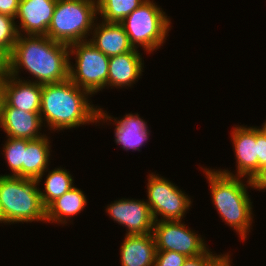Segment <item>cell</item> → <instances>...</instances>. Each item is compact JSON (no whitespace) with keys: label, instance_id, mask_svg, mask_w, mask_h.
<instances>
[{"label":"cell","instance_id":"obj_22","mask_svg":"<svg viewBox=\"0 0 266 266\" xmlns=\"http://www.w3.org/2000/svg\"><path fill=\"white\" fill-rule=\"evenodd\" d=\"M145 0H97V15L101 21L121 23Z\"/></svg>","mask_w":266,"mask_h":266},{"label":"cell","instance_id":"obj_21","mask_svg":"<svg viewBox=\"0 0 266 266\" xmlns=\"http://www.w3.org/2000/svg\"><path fill=\"white\" fill-rule=\"evenodd\" d=\"M48 168L45 172L44 191L39 188V193L41 196L42 203L45 208H47L54 200L61 197L64 193L74 187V178L67 171V169L61 166L50 170Z\"/></svg>","mask_w":266,"mask_h":266},{"label":"cell","instance_id":"obj_4","mask_svg":"<svg viewBox=\"0 0 266 266\" xmlns=\"http://www.w3.org/2000/svg\"><path fill=\"white\" fill-rule=\"evenodd\" d=\"M37 179L0 175V207L7 225L46 222Z\"/></svg>","mask_w":266,"mask_h":266},{"label":"cell","instance_id":"obj_17","mask_svg":"<svg viewBox=\"0 0 266 266\" xmlns=\"http://www.w3.org/2000/svg\"><path fill=\"white\" fill-rule=\"evenodd\" d=\"M5 76L4 101L10 106L25 112H40L42 84ZM23 79V80H22Z\"/></svg>","mask_w":266,"mask_h":266},{"label":"cell","instance_id":"obj_19","mask_svg":"<svg viewBox=\"0 0 266 266\" xmlns=\"http://www.w3.org/2000/svg\"><path fill=\"white\" fill-rule=\"evenodd\" d=\"M46 135L38 139L28 140L24 151V164L22 166V178L37 179L42 182L45 171L49 168L51 157V141Z\"/></svg>","mask_w":266,"mask_h":266},{"label":"cell","instance_id":"obj_9","mask_svg":"<svg viewBox=\"0 0 266 266\" xmlns=\"http://www.w3.org/2000/svg\"><path fill=\"white\" fill-rule=\"evenodd\" d=\"M184 223L183 220L154 222L152 234L157 251H174L194 257L209 248L204 238Z\"/></svg>","mask_w":266,"mask_h":266},{"label":"cell","instance_id":"obj_8","mask_svg":"<svg viewBox=\"0 0 266 266\" xmlns=\"http://www.w3.org/2000/svg\"><path fill=\"white\" fill-rule=\"evenodd\" d=\"M147 177L146 203L154 222L182 220L192 205L190 196L175 183L155 172ZM158 216L161 219H158Z\"/></svg>","mask_w":266,"mask_h":266},{"label":"cell","instance_id":"obj_33","mask_svg":"<svg viewBox=\"0 0 266 266\" xmlns=\"http://www.w3.org/2000/svg\"><path fill=\"white\" fill-rule=\"evenodd\" d=\"M0 223L2 224H5V225H7L6 224V222H5V220H4V216H3V214H2V211H1V207H0Z\"/></svg>","mask_w":266,"mask_h":266},{"label":"cell","instance_id":"obj_10","mask_svg":"<svg viewBox=\"0 0 266 266\" xmlns=\"http://www.w3.org/2000/svg\"><path fill=\"white\" fill-rule=\"evenodd\" d=\"M145 199L122 198L106 207V213L119 225L125 226V235L152 233L154 219Z\"/></svg>","mask_w":266,"mask_h":266},{"label":"cell","instance_id":"obj_20","mask_svg":"<svg viewBox=\"0 0 266 266\" xmlns=\"http://www.w3.org/2000/svg\"><path fill=\"white\" fill-rule=\"evenodd\" d=\"M86 205V195L81 189L74 186L46 208V223L51 222L60 225H66L69 221L71 223L70 219L80 214Z\"/></svg>","mask_w":266,"mask_h":266},{"label":"cell","instance_id":"obj_30","mask_svg":"<svg viewBox=\"0 0 266 266\" xmlns=\"http://www.w3.org/2000/svg\"><path fill=\"white\" fill-rule=\"evenodd\" d=\"M8 58L9 56L0 49V77H5L8 74Z\"/></svg>","mask_w":266,"mask_h":266},{"label":"cell","instance_id":"obj_23","mask_svg":"<svg viewBox=\"0 0 266 266\" xmlns=\"http://www.w3.org/2000/svg\"><path fill=\"white\" fill-rule=\"evenodd\" d=\"M4 144H2V154L12 172L11 174H4V176L22 177V166L24 164V151L27 148V139L7 137Z\"/></svg>","mask_w":266,"mask_h":266},{"label":"cell","instance_id":"obj_27","mask_svg":"<svg viewBox=\"0 0 266 266\" xmlns=\"http://www.w3.org/2000/svg\"><path fill=\"white\" fill-rule=\"evenodd\" d=\"M256 143L258 144V170L266 166V129L262 125L256 127Z\"/></svg>","mask_w":266,"mask_h":266},{"label":"cell","instance_id":"obj_2","mask_svg":"<svg viewBox=\"0 0 266 266\" xmlns=\"http://www.w3.org/2000/svg\"><path fill=\"white\" fill-rule=\"evenodd\" d=\"M92 95L70 79L42 85L40 116L48 131H62L97 124L99 106ZM47 125V126H46Z\"/></svg>","mask_w":266,"mask_h":266},{"label":"cell","instance_id":"obj_11","mask_svg":"<svg viewBox=\"0 0 266 266\" xmlns=\"http://www.w3.org/2000/svg\"><path fill=\"white\" fill-rule=\"evenodd\" d=\"M109 120V121H108ZM113 122L114 129V141L117 145H120L123 150L140 151V148L147 143L150 136V130L148 129L147 122L139 117L138 113H126L119 119L109 115L106 110L99 107L97 114V123L101 122Z\"/></svg>","mask_w":266,"mask_h":266},{"label":"cell","instance_id":"obj_31","mask_svg":"<svg viewBox=\"0 0 266 266\" xmlns=\"http://www.w3.org/2000/svg\"><path fill=\"white\" fill-rule=\"evenodd\" d=\"M231 255L226 253L214 266H231Z\"/></svg>","mask_w":266,"mask_h":266},{"label":"cell","instance_id":"obj_7","mask_svg":"<svg viewBox=\"0 0 266 266\" xmlns=\"http://www.w3.org/2000/svg\"><path fill=\"white\" fill-rule=\"evenodd\" d=\"M69 79L92 96L107 88L109 57L87 41L69 46Z\"/></svg>","mask_w":266,"mask_h":266},{"label":"cell","instance_id":"obj_28","mask_svg":"<svg viewBox=\"0 0 266 266\" xmlns=\"http://www.w3.org/2000/svg\"><path fill=\"white\" fill-rule=\"evenodd\" d=\"M251 187L255 190H266V166L260 168L250 179Z\"/></svg>","mask_w":266,"mask_h":266},{"label":"cell","instance_id":"obj_26","mask_svg":"<svg viewBox=\"0 0 266 266\" xmlns=\"http://www.w3.org/2000/svg\"><path fill=\"white\" fill-rule=\"evenodd\" d=\"M224 255L225 253L217 255L208 248L200 255L188 257L183 266H214Z\"/></svg>","mask_w":266,"mask_h":266},{"label":"cell","instance_id":"obj_34","mask_svg":"<svg viewBox=\"0 0 266 266\" xmlns=\"http://www.w3.org/2000/svg\"><path fill=\"white\" fill-rule=\"evenodd\" d=\"M264 126V128L266 129V121L262 124Z\"/></svg>","mask_w":266,"mask_h":266},{"label":"cell","instance_id":"obj_18","mask_svg":"<svg viewBox=\"0 0 266 266\" xmlns=\"http://www.w3.org/2000/svg\"><path fill=\"white\" fill-rule=\"evenodd\" d=\"M156 252L152 233L125 235L120 247L121 266H154Z\"/></svg>","mask_w":266,"mask_h":266},{"label":"cell","instance_id":"obj_14","mask_svg":"<svg viewBox=\"0 0 266 266\" xmlns=\"http://www.w3.org/2000/svg\"><path fill=\"white\" fill-rule=\"evenodd\" d=\"M44 127L40 112H25L15 107H10L4 100L1 107L0 128L7 134L6 137L20 139H38L47 134H42Z\"/></svg>","mask_w":266,"mask_h":266},{"label":"cell","instance_id":"obj_1","mask_svg":"<svg viewBox=\"0 0 266 266\" xmlns=\"http://www.w3.org/2000/svg\"><path fill=\"white\" fill-rule=\"evenodd\" d=\"M69 61L68 45L45 35H18L8 58V74L20 79L26 70L31 82L58 83L69 79Z\"/></svg>","mask_w":266,"mask_h":266},{"label":"cell","instance_id":"obj_13","mask_svg":"<svg viewBox=\"0 0 266 266\" xmlns=\"http://www.w3.org/2000/svg\"><path fill=\"white\" fill-rule=\"evenodd\" d=\"M56 3L57 0H20L15 17L18 35L46 36Z\"/></svg>","mask_w":266,"mask_h":266},{"label":"cell","instance_id":"obj_16","mask_svg":"<svg viewBox=\"0 0 266 266\" xmlns=\"http://www.w3.org/2000/svg\"><path fill=\"white\" fill-rule=\"evenodd\" d=\"M95 21L88 41L108 57L124 54L135 48L121 23Z\"/></svg>","mask_w":266,"mask_h":266},{"label":"cell","instance_id":"obj_5","mask_svg":"<svg viewBox=\"0 0 266 266\" xmlns=\"http://www.w3.org/2000/svg\"><path fill=\"white\" fill-rule=\"evenodd\" d=\"M97 18V0H57L46 36L68 46L87 41Z\"/></svg>","mask_w":266,"mask_h":266},{"label":"cell","instance_id":"obj_24","mask_svg":"<svg viewBox=\"0 0 266 266\" xmlns=\"http://www.w3.org/2000/svg\"><path fill=\"white\" fill-rule=\"evenodd\" d=\"M15 21V18L0 13V49L8 56L12 53L18 37Z\"/></svg>","mask_w":266,"mask_h":266},{"label":"cell","instance_id":"obj_25","mask_svg":"<svg viewBox=\"0 0 266 266\" xmlns=\"http://www.w3.org/2000/svg\"><path fill=\"white\" fill-rule=\"evenodd\" d=\"M187 258L174 251H157L154 266H183Z\"/></svg>","mask_w":266,"mask_h":266},{"label":"cell","instance_id":"obj_32","mask_svg":"<svg viewBox=\"0 0 266 266\" xmlns=\"http://www.w3.org/2000/svg\"><path fill=\"white\" fill-rule=\"evenodd\" d=\"M4 84H5V77H0V117H1V107L4 100Z\"/></svg>","mask_w":266,"mask_h":266},{"label":"cell","instance_id":"obj_12","mask_svg":"<svg viewBox=\"0 0 266 266\" xmlns=\"http://www.w3.org/2000/svg\"><path fill=\"white\" fill-rule=\"evenodd\" d=\"M231 141L236 159V174L228 169H218L229 176L251 179L258 171V144L256 143V126L234 125Z\"/></svg>","mask_w":266,"mask_h":266},{"label":"cell","instance_id":"obj_29","mask_svg":"<svg viewBox=\"0 0 266 266\" xmlns=\"http://www.w3.org/2000/svg\"><path fill=\"white\" fill-rule=\"evenodd\" d=\"M20 0H0V13L15 18Z\"/></svg>","mask_w":266,"mask_h":266},{"label":"cell","instance_id":"obj_3","mask_svg":"<svg viewBox=\"0 0 266 266\" xmlns=\"http://www.w3.org/2000/svg\"><path fill=\"white\" fill-rule=\"evenodd\" d=\"M200 168L206 175L211 200L221 220L233 228L241 240H247L254 221L253 202L248 192V187L252 188L250 179L245 181L243 177L229 176L218 169Z\"/></svg>","mask_w":266,"mask_h":266},{"label":"cell","instance_id":"obj_15","mask_svg":"<svg viewBox=\"0 0 266 266\" xmlns=\"http://www.w3.org/2000/svg\"><path fill=\"white\" fill-rule=\"evenodd\" d=\"M142 53L135 48L124 54L109 57L107 88H127L133 86L144 72Z\"/></svg>","mask_w":266,"mask_h":266},{"label":"cell","instance_id":"obj_6","mask_svg":"<svg viewBox=\"0 0 266 266\" xmlns=\"http://www.w3.org/2000/svg\"><path fill=\"white\" fill-rule=\"evenodd\" d=\"M121 24L133 47H142L148 54L163 46L171 30L170 17L154 0L142 2Z\"/></svg>","mask_w":266,"mask_h":266}]
</instances>
